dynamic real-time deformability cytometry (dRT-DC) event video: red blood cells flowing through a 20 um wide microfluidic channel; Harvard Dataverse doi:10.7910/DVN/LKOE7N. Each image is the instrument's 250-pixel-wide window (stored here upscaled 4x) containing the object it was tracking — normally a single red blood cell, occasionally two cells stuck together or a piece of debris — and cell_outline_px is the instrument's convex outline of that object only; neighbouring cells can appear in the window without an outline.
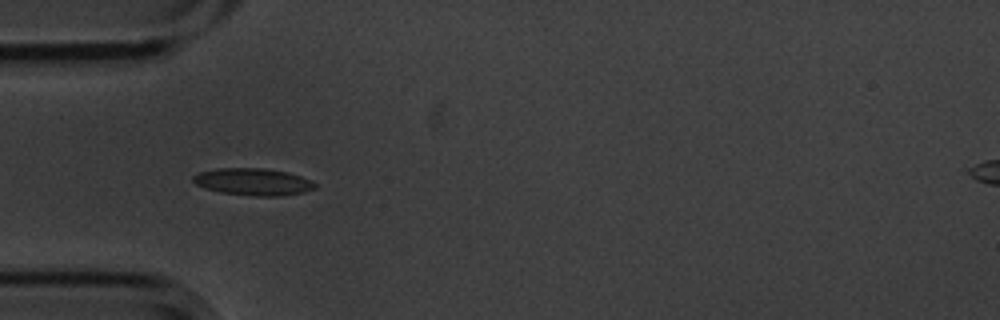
{"species": "common noctule bat (a hibernating species)", "species_latin": "Nyctalus noctula", "temperature_condition": "cold", "stored_images_in_passage": 2, "camera_frame_rate_fps": 3000, "um_per_image_px": 0.085, "animal": {"sex": "male", "body_mass_g": 20.1, "forearm_length_mm": 53.5}, "frame": {"image": 1, "passage_image": 1, "time_ms": 0.0, "image_size_px": [1000, 320], "cell_outline_px": [[316, 188], [304, 192], [280, 196], [256, 196], [220, 192], [204, 188], [196, 184], [192, 180], [192, 176], [196, 172], [216, 168], [264, 168], [288, 172], [312, 180], [316, 184]], "centroid_in_image_um": [21.49, 15.44], "position_along_channel_um": 63.5, "area_um2": 19.42}}
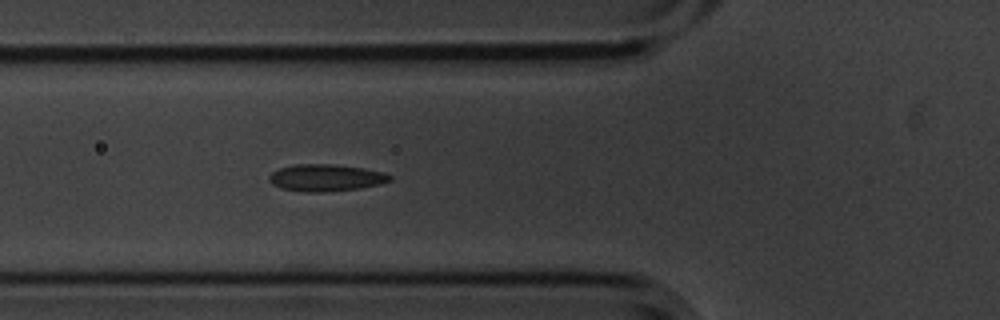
{"frame": {"image": 2, "passage_image": 2, "time_ms": 0.333, "image_size_px": [1000, 320], "cell_outline_px": [[392, 180], [380, 184], [360, 188], [324, 192], [304, 192], [280, 188], [272, 184], [268, 180], [268, 176], [272, 172], [280, 168], [292, 164], [332, 164], [364, 168], [384, 172], [392, 176]], "centroid_in_image_um": [27.68, 15.11], "position_along_channel_um": 98.1, "area_um2": 19.13}}